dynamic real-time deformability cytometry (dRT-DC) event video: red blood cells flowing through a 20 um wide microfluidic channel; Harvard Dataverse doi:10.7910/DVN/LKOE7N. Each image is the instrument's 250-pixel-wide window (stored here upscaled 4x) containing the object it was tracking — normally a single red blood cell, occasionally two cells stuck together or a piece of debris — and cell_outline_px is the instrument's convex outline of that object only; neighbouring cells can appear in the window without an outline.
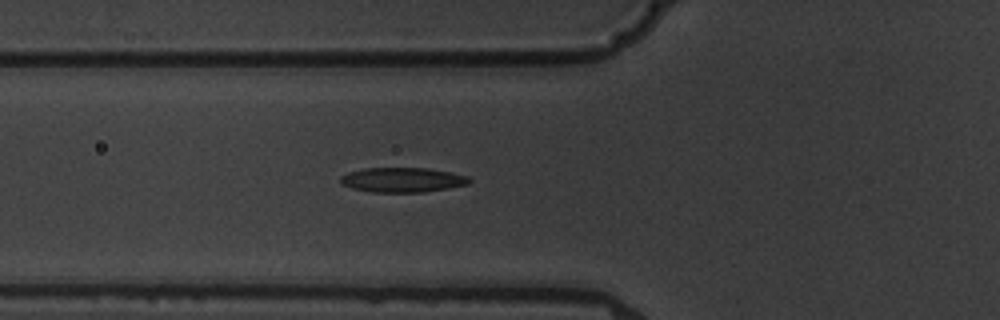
{"species": "common noctule bat (a hibernating species)", "species_latin": "Nyctalus noctula", "temperature_condition": "warm", "stored_images_in_passage": 2, "camera_frame_rate_fps": 3000, "um_per_image_px": 0.085, "animal": {"sex": "male", "body_mass_g": 19.5, "forearm_length_mm": 54.6}, "frame": {"image": 1, "passage_image": 2, "time_ms": 1.0, "image_size_px": [1000, 320], "cell_outline_px": [[472, 180], [468, 184], [448, 188], [424, 192], [372, 192], [352, 188], [340, 184], [340, 176], [348, 172], [364, 168], [428, 168], [452, 172], [468, 176]], "centroid_in_image_um": [34.2, 15.28], "position_along_channel_um": 91.6, "area_um2": 18.67}}